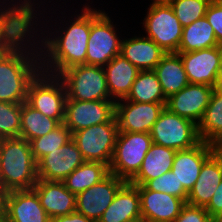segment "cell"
<instances>
[{
  "instance_id": "28",
  "label": "cell",
  "mask_w": 222,
  "mask_h": 222,
  "mask_svg": "<svg viewBox=\"0 0 222 222\" xmlns=\"http://www.w3.org/2000/svg\"><path fill=\"white\" fill-rule=\"evenodd\" d=\"M219 46L213 27L206 17L183 27L178 52L200 51Z\"/></svg>"
},
{
  "instance_id": "46",
  "label": "cell",
  "mask_w": 222,
  "mask_h": 222,
  "mask_svg": "<svg viewBox=\"0 0 222 222\" xmlns=\"http://www.w3.org/2000/svg\"><path fill=\"white\" fill-rule=\"evenodd\" d=\"M213 222H222V213L213 218Z\"/></svg>"
},
{
  "instance_id": "2",
  "label": "cell",
  "mask_w": 222,
  "mask_h": 222,
  "mask_svg": "<svg viewBox=\"0 0 222 222\" xmlns=\"http://www.w3.org/2000/svg\"><path fill=\"white\" fill-rule=\"evenodd\" d=\"M40 71L39 46L27 28L0 54V101L26 102L29 84Z\"/></svg>"
},
{
  "instance_id": "10",
  "label": "cell",
  "mask_w": 222,
  "mask_h": 222,
  "mask_svg": "<svg viewBox=\"0 0 222 222\" xmlns=\"http://www.w3.org/2000/svg\"><path fill=\"white\" fill-rule=\"evenodd\" d=\"M143 20L146 37L166 53H177L183 27L170 4H150Z\"/></svg>"
},
{
  "instance_id": "15",
  "label": "cell",
  "mask_w": 222,
  "mask_h": 222,
  "mask_svg": "<svg viewBox=\"0 0 222 222\" xmlns=\"http://www.w3.org/2000/svg\"><path fill=\"white\" fill-rule=\"evenodd\" d=\"M213 86L189 83L167 99L166 108L171 112L199 124L209 104Z\"/></svg>"
},
{
  "instance_id": "17",
  "label": "cell",
  "mask_w": 222,
  "mask_h": 222,
  "mask_svg": "<svg viewBox=\"0 0 222 222\" xmlns=\"http://www.w3.org/2000/svg\"><path fill=\"white\" fill-rule=\"evenodd\" d=\"M140 195L142 221L174 222L186 202L176 196L137 186Z\"/></svg>"
},
{
  "instance_id": "9",
  "label": "cell",
  "mask_w": 222,
  "mask_h": 222,
  "mask_svg": "<svg viewBox=\"0 0 222 222\" xmlns=\"http://www.w3.org/2000/svg\"><path fill=\"white\" fill-rule=\"evenodd\" d=\"M118 124L116 118L111 122L92 125L72 134L85 161L101 162L108 167L111 163Z\"/></svg>"
},
{
  "instance_id": "32",
  "label": "cell",
  "mask_w": 222,
  "mask_h": 222,
  "mask_svg": "<svg viewBox=\"0 0 222 222\" xmlns=\"http://www.w3.org/2000/svg\"><path fill=\"white\" fill-rule=\"evenodd\" d=\"M59 125L57 120L43 115L27 102L21 103L20 138L30 142L32 139L48 134Z\"/></svg>"
},
{
  "instance_id": "37",
  "label": "cell",
  "mask_w": 222,
  "mask_h": 222,
  "mask_svg": "<svg viewBox=\"0 0 222 222\" xmlns=\"http://www.w3.org/2000/svg\"><path fill=\"white\" fill-rule=\"evenodd\" d=\"M174 222H213L204 207L186 203Z\"/></svg>"
},
{
  "instance_id": "5",
  "label": "cell",
  "mask_w": 222,
  "mask_h": 222,
  "mask_svg": "<svg viewBox=\"0 0 222 222\" xmlns=\"http://www.w3.org/2000/svg\"><path fill=\"white\" fill-rule=\"evenodd\" d=\"M58 77L65 86L66 100H112L102 66L76 65L62 71Z\"/></svg>"
},
{
  "instance_id": "41",
  "label": "cell",
  "mask_w": 222,
  "mask_h": 222,
  "mask_svg": "<svg viewBox=\"0 0 222 222\" xmlns=\"http://www.w3.org/2000/svg\"><path fill=\"white\" fill-rule=\"evenodd\" d=\"M52 222H94L81 213L74 211L68 215L58 216L52 219Z\"/></svg>"
},
{
  "instance_id": "14",
  "label": "cell",
  "mask_w": 222,
  "mask_h": 222,
  "mask_svg": "<svg viewBox=\"0 0 222 222\" xmlns=\"http://www.w3.org/2000/svg\"><path fill=\"white\" fill-rule=\"evenodd\" d=\"M85 162L73 139L37 162L38 180L63 181Z\"/></svg>"
},
{
  "instance_id": "22",
  "label": "cell",
  "mask_w": 222,
  "mask_h": 222,
  "mask_svg": "<svg viewBox=\"0 0 222 222\" xmlns=\"http://www.w3.org/2000/svg\"><path fill=\"white\" fill-rule=\"evenodd\" d=\"M120 54L140 71L154 70L166 54L153 40L143 36L122 39Z\"/></svg>"
},
{
  "instance_id": "43",
  "label": "cell",
  "mask_w": 222,
  "mask_h": 222,
  "mask_svg": "<svg viewBox=\"0 0 222 222\" xmlns=\"http://www.w3.org/2000/svg\"><path fill=\"white\" fill-rule=\"evenodd\" d=\"M211 147L212 154L217 158L222 168V142L212 143Z\"/></svg>"
},
{
  "instance_id": "45",
  "label": "cell",
  "mask_w": 222,
  "mask_h": 222,
  "mask_svg": "<svg viewBox=\"0 0 222 222\" xmlns=\"http://www.w3.org/2000/svg\"><path fill=\"white\" fill-rule=\"evenodd\" d=\"M152 4H169L172 0H152Z\"/></svg>"
},
{
  "instance_id": "3",
  "label": "cell",
  "mask_w": 222,
  "mask_h": 222,
  "mask_svg": "<svg viewBox=\"0 0 222 222\" xmlns=\"http://www.w3.org/2000/svg\"><path fill=\"white\" fill-rule=\"evenodd\" d=\"M0 175L5 191L33 188L38 174L30 142L20 137L0 139Z\"/></svg>"
},
{
  "instance_id": "38",
  "label": "cell",
  "mask_w": 222,
  "mask_h": 222,
  "mask_svg": "<svg viewBox=\"0 0 222 222\" xmlns=\"http://www.w3.org/2000/svg\"><path fill=\"white\" fill-rule=\"evenodd\" d=\"M206 19L213 27L219 45L222 44V0H212L207 8Z\"/></svg>"
},
{
  "instance_id": "7",
  "label": "cell",
  "mask_w": 222,
  "mask_h": 222,
  "mask_svg": "<svg viewBox=\"0 0 222 222\" xmlns=\"http://www.w3.org/2000/svg\"><path fill=\"white\" fill-rule=\"evenodd\" d=\"M149 133L152 143L176 151L190 149L201 141L197 124L171 112L166 107L160 113Z\"/></svg>"
},
{
  "instance_id": "29",
  "label": "cell",
  "mask_w": 222,
  "mask_h": 222,
  "mask_svg": "<svg viewBox=\"0 0 222 222\" xmlns=\"http://www.w3.org/2000/svg\"><path fill=\"white\" fill-rule=\"evenodd\" d=\"M109 174V167L101 162L85 161L68 175L63 183L65 187L77 195L94 186Z\"/></svg>"
},
{
  "instance_id": "12",
  "label": "cell",
  "mask_w": 222,
  "mask_h": 222,
  "mask_svg": "<svg viewBox=\"0 0 222 222\" xmlns=\"http://www.w3.org/2000/svg\"><path fill=\"white\" fill-rule=\"evenodd\" d=\"M166 103H140L121 99L115 103L118 131L149 133Z\"/></svg>"
},
{
  "instance_id": "36",
  "label": "cell",
  "mask_w": 222,
  "mask_h": 222,
  "mask_svg": "<svg viewBox=\"0 0 222 222\" xmlns=\"http://www.w3.org/2000/svg\"><path fill=\"white\" fill-rule=\"evenodd\" d=\"M144 186L148 190L166 193L181 198L185 202L187 201L188 193L184 190L182 184L179 183V180L172 171L166 172L155 179L147 181Z\"/></svg>"
},
{
  "instance_id": "33",
  "label": "cell",
  "mask_w": 222,
  "mask_h": 222,
  "mask_svg": "<svg viewBox=\"0 0 222 222\" xmlns=\"http://www.w3.org/2000/svg\"><path fill=\"white\" fill-rule=\"evenodd\" d=\"M71 139L72 133L63 123L48 134L32 139L30 146L35 161L38 162L42 157L62 147Z\"/></svg>"
},
{
  "instance_id": "21",
  "label": "cell",
  "mask_w": 222,
  "mask_h": 222,
  "mask_svg": "<svg viewBox=\"0 0 222 222\" xmlns=\"http://www.w3.org/2000/svg\"><path fill=\"white\" fill-rule=\"evenodd\" d=\"M142 220L138 187L125 182L98 222H131Z\"/></svg>"
},
{
  "instance_id": "25",
  "label": "cell",
  "mask_w": 222,
  "mask_h": 222,
  "mask_svg": "<svg viewBox=\"0 0 222 222\" xmlns=\"http://www.w3.org/2000/svg\"><path fill=\"white\" fill-rule=\"evenodd\" d=\"M176 152L172 148L152 143L139 172L130 183L136 186L144 185L147 181L171 171Z\"/></svg>"
},
{
  "instance_id": "42",
  "label": "cell",
  "mask_w": 222,
  "mask_h": 222,
  "mask_svg": "<svg viewBox=\"0 0 222 222\" xmlns=\"http://www.w3.org/2000/svg\"><path fill=\"white\" fill-rule=\"evenodd\" d=\"M8 191H0V222L6 218V197Z\"/></svg>"
},
{
  "instance_id": "48",
  "label": "cell",
  "mask_w": 222,
  "mask_h": 222,
  "mask_svg": "<svg viewBox=\"0 0 222 222\" xmlns=\"http://www.w3.org/2000/svg\"><path fill=\"white\" fill-rule=\"evenodd\" d=\"M131 222H143L142 220H137V221H131Z\"/></svg>"
},
{
  "instance_id": "44",
  "label": "cell",
  "mask_w": 222,
  "mask_h": 222,
  "mask_svg": "<svg viewBox=\"0 0 222 222\" xmlns=\"http://www.w3.org/2000/svg\"><path fill=\"white\" fill-rule=\"evenodd\" d=\"M219 46H220V66L217 74V81L214 88L222 91V44Z\"/></svg>"
},
{
  "instance_id": "6",
  "label": "cell",
  "mask_w": 222,
  "mask_h": 222,
  "mask_svg": "<svg viewBox=\"0 0 222 222\" xmlns=\"http://www.w3.org/2000/svg\"><path fill=\"white\" fill-rule=\"evenodd\" d=\"M106 13L91 7V30L87 43L86 65L104 67L120 54L122 37L118 36L116 33L118 28Z\"/></svg>"
},
{
  "instance_id": "40",
  "label": "cell",
  "mask_w": 222,
  "mask_h": 222,
  "mask_svg": "<svg viewBox=\"0 0 222 222\" xmlns=\"http://www.w3.org/2000/svg\"><path fill=\"white\" fill-rule=\"evenodd\" d=\"M8 1L9 0H3V1L0 0V4L4 6L9 5V6H15V7L21 8L26 14H28L32 9H34L36 5L37 6L39 5L38 3L34 2L36 0H33V2L32 0H19V1L11 0L9 1V3Z\"/></svg>"
},
{
  "instance_id": "16",
  "label": "cell",
  "mask_w": 222,
  "mask_h": 222,
  "mask_svg": "<svg viewBox=\"0 0 222 222\" xmlns=\"http://www.w3.org/2000/svg\"><path fill=\"white\" fill-rule=\"evenodd\" d=\"M177 53L182 59L189 83L215 87L220 66V46Z\"/></svg>"
},
{
  "instance_id": "34",
  "label": "cell",
  "mask_w": 222,
  "mask_h": 222,
  "mask_svg": "<svg viewBox=\"0 0 222 222\" xmlns=\"http://www.w3.org/2000/svg\"><path fill=\"white\" fill-rule=\"evenodd\" d=\"M212 0H172L169 4L182 27L195 20L205 17L207 8Z\"/></svg>"
},
{
  "instance_id": "24",
  "label": "cell",
  "mask_w": 222,
  "mask_h": 222,
  "mask_svg": "<svg viewBox=\"0 0 222 222\" xmlns=\"http://www.w3.org/2000/svg\"><path fill=\"white\" fill-rule=\"evenodd\" d=\"M222 180V168L212 154L203 164L199 178L188 193L186 203L205 207Z\"/></svg>"
},
{
  "instance_id": "19",
  "label": "cell",
  "mask_w": 222,
  "mask_h": 222,
  "mask_svg": "<svg viewBox=\"0 0 222 222\" xmlns=\"http://www.w3.org/2000/svg\"><path fill=\"white\" fill-rule=\"evenodd\" d=\"M5 222H52L33 189L11 190L6 197Z\"/></svg>"
},
{
  "instance_id": "11",
  "label": "cell",
  "mask_w": 222,
  "mask_h": 222,
  "mask_svg": "<svg viewBox=\"0 0 222 222\" xmlns=\"http://www.w3.org/2000/svg\"><path fill=\"white\" fill-rule=\"evenodd\" d=\"M115 101L66 100L63 124L73 134L92 125L111 122L115 118Z\"/></svg>"
},
{
  "instance_id": "31",
  "label": "cell",
  "mask_w": 222,
  "mask_h": 222,
  "mask_svg": "<svg viewBox=\"0 0 222 222\" xmlns=\"http://www.w3.org/2000/svg\"><path fill=\"white\" fill-rule=\"evenodd\" d=\"M124 100L140 103H167L161 84L153 70L140 71Z\"/></svg>"
},
{
  "instance_id": "35",
  "label": "cell",
  "mask_w": 222,
  "mask_h": 222,
  "mask_svg": "<svg viewBox=\"0 0 222 222\" xmlns=\"http://www.w3.org/2000/svg\"><path fill=\"white\" fill-rule=\"evenodd\" d=\"M21 130V103L0 101V139L17 138Z\"/></svg>"
},
{
  "instance_id": "26",
  "label": "cell",
  "mask_w": 222,
  "mask_h": 222,
  "mask_svg": "<svg viewBox=\"0 0 222 222\" xmlns=\"http://www.w3.org/2000/svg\"><path fill=\"white\" fill-rule=\"evenodd\" d=\"M153 71L156 73L167 99L189 84L182 59L178 53H166Z\"/></svg>"
},
{
  "instance_id": "30",
  "label": "cell",
  "mask_w": 222,
  "mask_h": 222,
  "mask_svg": "<svg viewBox=\"0 0 222 222\" xmlns=\"http://www.w3.org/2000/svg\"><path fill=\"white\" fill-rule=\"evenodd\" d=\"M27 29V14L18 7L0 5V54Z\"/></svg>"
},
{
  "instance_id": "20",
  "label": "cell",
  "mask_w": 222,
  "mask_h": 222,
  "mask_svg": "<svg viewBox=\"0 0 222 222\" xmlns=\"http://www.w3.org/2000/svg\"><path fill=\"white\" fill-rule=\"evenodd\" d=\"M32 189L51 220L76 211V195L65 187L63 181L37 180Z\"/></svg>"
},
{
  "instance_id": "23",
  "label": "cell",
  "mask_w": 222,
  "mask_h": 222,
  "mask_svg": "<svg viewBox=\"0 0 222 222\" xmlns=\"http://www.w3.org/2000/svg\"><path fill=\"white\" fill-rule=\"evenodd\" d=\"M107 88L113 101L125 99L140 70L121 54L104 66Z\"/></svg>"
},
{
  "instance_id": "47",
  "label": "cell",
  "mask_w": 222,
  "mask_h": 222,
  "mask_svg": "<svg viewBox=\"0 0 222 222\" xmlns=\"http://www.w3.org/2000/svg\"><path fill=\"white\" fill-rule=\"evenodd\" d=\"M0 191H5L4 190V185H3V182H2V179H1V175H0Z\"/></svg>"
},
{
  "instance_id": "8",
  "label": "cell",
  "mask_w": 222,
  "mask_h": 222,
  "mask_svg": "<svg viewBox=\"0 0 222 222\" xmlns=\"http://www.w3.org/2000/svg\"><path fill=\"white\" fill-rule=\"evenodd\" d=\"M66 99L62 80L56 75L40 71L29 84L26 102L61 124L64 121Z\"/></svg>"
},
{
  "instance_id": "1",
  "label": "cell",
  "mask_w": 222,
  "mask_h": 222,
  "mask_svg": "<svg viewBox=\"0 0 222 222\" xmlns=\"http://www.w3.org/2000/svg\"><path fill=\"white\" fill-rule=\"evenodd\" d=\"M83 6L80 14L75 15L74 13V18L69 19V21L61 20L60 25L54 22L55 24L50 23L48 26L45 21L41 22L40 18L43 12L39 9L40 5L27 14V28L33 33L39 46L41 71L58 76L62 71L70 67L86 65L87 43L91 30V6L88 4ZM36 8L37 10H35ZM61 23H63L62 26ZM38 25L40 26L39 28L37 27ZM52 25L58 26L53 32L49 28ZM43 26L44 28L48 27V30L44 29ZM38 31L41 32L39 33Z\"/></svg>"
},
{
  "instance_id": "13",
  "label": "cell",
  "mask_w": 222,
  "mask_h": 222,
  "mask_svg": "<svg viewBox=\"0 0 222 222\" xmlns=\"http://www.w3.org/2000/svg\"><path fill=\"white\" fill-rule=\"evenodd\" d=\"M124 183L123 179L109 173L99 183L76 195V211L98 222Z\"/></svg>"
},
{
  "instance_id": "18",
  "label": "cell",
  "mask_w": 222,
  "mask_h": 222,
  "mask_svg": "<svg viewBox=\"0 0 222 222\" xmlns=\"http://www.w3.org/2000/svg\"><path fill=\"white\" fill-rule=\"evenodd\" d=\"M211 155V144L204 141H200L190 149L176 152L171 171L187 193L191 191L199 178L204 162Z\"/></svg>"
},
{
  "instance_id": "27",
  "label": "cell",
  "mask_w": 222,
  "mask_h": 222,
  "mask_svg": "<svg viewBox=\"0 0 222 222\" xmlns=\"http://www.w3.org/2000/svg\"><path fill=\"white\" fill-rule=\"evenodd\" d=\"M201 141L222 142V91L214 88L204 115L197 125Z\"/></svg>"
},
{
  "instance_id": "4",
  "label": "cell",
  "mask_w": 222,
  "mask_h": 222,
  "mask_svg": "<svg viewBox=\"0 0 222 222\" xmlns=\"http://www.w3.org/2000/svg\"><path fill=\"white\" fill-rule=\"evenodd\" d=\"M151 144L150 133L118 131L109 173L130 182L139 172Z\"/></svg>"
},
{
  "instance_id": "39",
  "label": "cell",
  "mask_w": 222,
  "mask_h": 222,
  "mask_svg": "<svg viewBox=\"0 0 222 222\" xmlns=\"http://www.w3.org/2000/svg\"><path fill=\"white\" fill-rule=\"evenodd\" d=\"M204 208L212 218L222 213V180L213 197Z\"/></svg>"
}]
</instances>
